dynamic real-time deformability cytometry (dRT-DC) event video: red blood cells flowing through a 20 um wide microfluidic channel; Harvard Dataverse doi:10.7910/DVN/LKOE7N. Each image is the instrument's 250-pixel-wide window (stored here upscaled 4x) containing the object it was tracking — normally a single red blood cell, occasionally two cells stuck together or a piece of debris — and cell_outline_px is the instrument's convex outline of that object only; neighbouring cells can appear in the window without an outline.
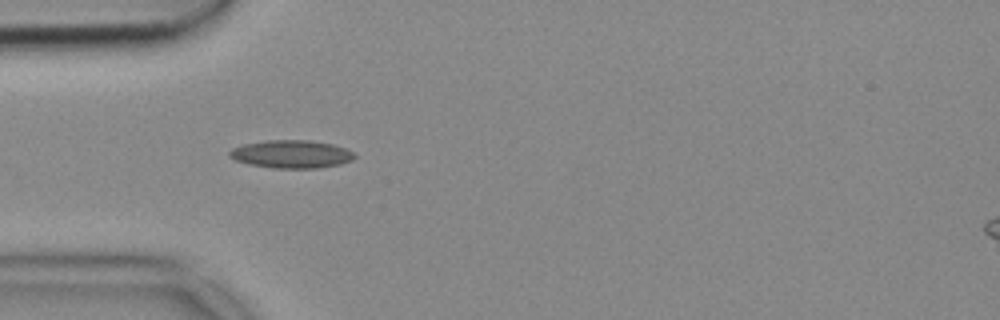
{"species": "common noctule bat (a hibernating species)", "species_latin": "Nyctalus noctula", "temperature_condition": "cold", "stored_images_in_passage": 8, "camera_frame_rate_fps": 3000, "um_per_image_px": 0.085, "animal": {"sex": "female", "body_mass_g": 18.4}, "frame": {"image": 1, "passage_image": 5, "time_ms": 1.333, "image_size_px": [1000, 320], "cell_outline_px": [[356, 156], [352, 160], [340, 164], [316, 168], [276, 168], [248, 164], [236, 160], [228, 156], [228, 152], [232, 148], [244, 144], [268, 140], [308, 140], [332, 144], [344, 148], [352, 152]], "centroid_in_image_um": [24.75, 13.1], "position_along_channel_um": 60.3, "area_um2": 20.23}}